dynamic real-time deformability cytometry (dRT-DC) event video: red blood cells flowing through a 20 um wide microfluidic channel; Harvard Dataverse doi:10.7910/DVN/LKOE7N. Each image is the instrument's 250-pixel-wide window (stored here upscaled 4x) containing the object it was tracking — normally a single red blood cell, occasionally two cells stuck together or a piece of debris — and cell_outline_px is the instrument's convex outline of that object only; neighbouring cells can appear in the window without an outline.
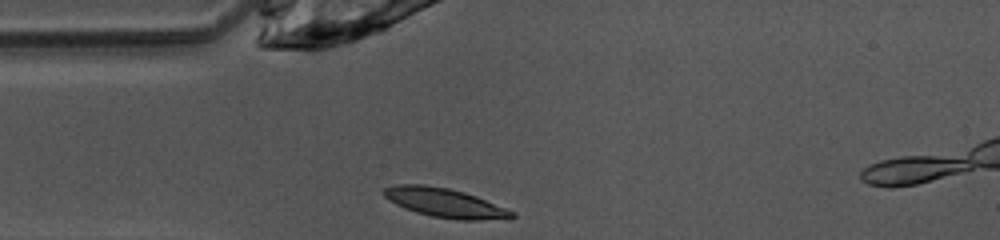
{"species": "common noctule bat (a hibernating species)", "species_latin": "Nyctalus noctula", "temperature_condition": "warm", "stored_images_in_passage": 35, "camera_frame_rate_fps": 3000, "um_per_image_px": 0.085, "animal": {"sex": "female", "body_mass_g": 10.0, "forearm_length_mm": 53.1}, "frame": {"image": 1, "passage_image": 1, "time_ms": 0.0, "image_size_px": [1000, 240], "cell_outline_px": [[516, 216], [480, 220], [456, 220], [432, 216], [416, 212], [396, 204], [388, 200], [384, 196], [384, 188], [396, 184], [424, 184], [448, 188], [464, 192], [476, 196], [516, 212]], "centroid_in_image_um": [37.79, 17.23], "position_along_channel_um": 47.2, "area_um2": 21.5}}
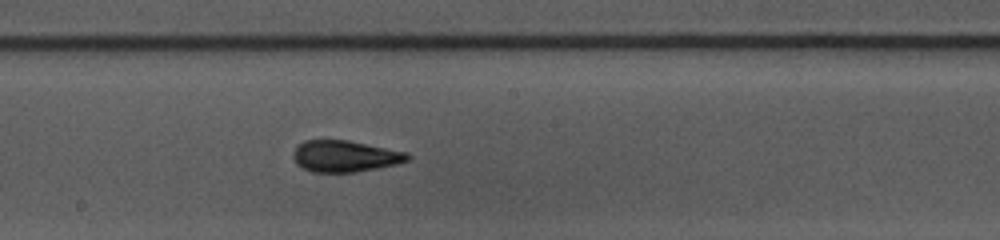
{"frame": {"image": 2, "passage_image": 14, "time_ms": 4.333, "image_size_px": [1000, 240], "cell_outline_px": [[412, 156], [408, 160], [396, 164], [356, 172], [312, 172], [296, 164], [292, 156], [292, 152], [296, 144], [304, 140], [348, 140], [408, 152]], "centroid_in_image_um": [29.29, 13.26], "position_along_channel_um": 218.9, "area_um2": 21.15}}
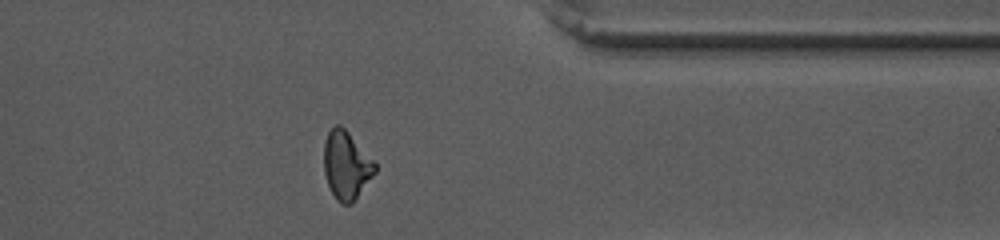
{"frame": {"image": 3, "passage_image": 27, "time_ms": 8.667, "image_size_px": [1000, 240], "cell_outline_px": [[376, 172], [352, 204], [340, 204], [336, 200], [328, 184], [324, 172], [324, 140], [328, 132], [336, 124], [340, 124], [348, 132], [376, 164]], "centroid_in_image_um": [29.42, 14.07], "position_along_channel_um": 382.0, "area_um2": 20.11}, "authors_computed_cell_mechanics": {"area_um2": 20.808, "velocity_mm_per_s": 4.0854, "shape_relaxation_time_tau1_ms": 6.5878, "shape_relaxation_time_tau2_ms": 1.6141, "deformation_change_tau1": 0.2018, "deformation_change_tau2": 0.0689}}